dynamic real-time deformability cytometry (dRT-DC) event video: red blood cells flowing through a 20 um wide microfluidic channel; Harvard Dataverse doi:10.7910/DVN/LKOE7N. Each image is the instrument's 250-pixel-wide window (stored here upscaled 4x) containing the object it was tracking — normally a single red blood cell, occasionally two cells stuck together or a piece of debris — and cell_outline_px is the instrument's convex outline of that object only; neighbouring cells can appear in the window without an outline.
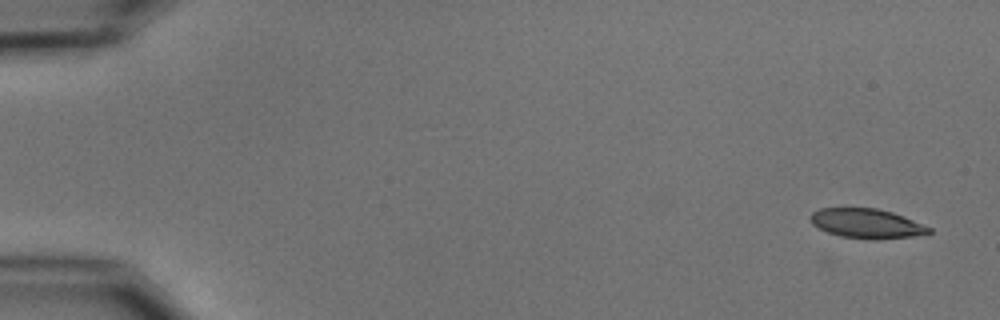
{"species": "common noctule bat (a hibernating species)", "species_latin": "Nyctalus noctula", "temperature_condition": "cold", "stored_images_in_passage": 6, "camera_frame_rate_fps": 3000, "um_per_image_px": 0.085, "animal": {"sex": "male", "body_mass_g": 15.6}, "frame": {"image": 1, "passage_image": 1, "time_ms": 0.0, "image_size_px": [1000, 320], "cell_outline_px": [[932, 232], [912, 236], [876, 240], [868, 240], [840, 236], [828, 232], [812, 224], [812, 212], [820, 208], [876, 208], [892, 212], [904, 216], [932, 228]], "centroid_in_image_um": [73.69, 19.0], "position_along_channel_um": 11.3, "area_um2": 20.35}}
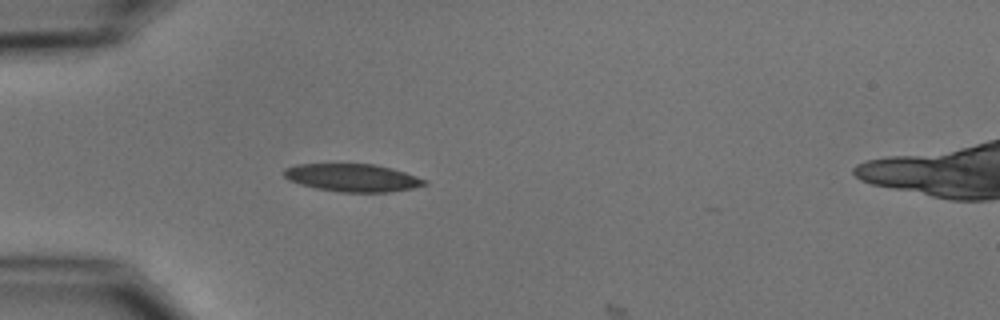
{"frame": {"image": 2, "passage_image": 5, "time_ms": 4.667, "image_size_px": [1000, 320], "cell_outline_px": [[428, 184], [412, 188], [388, 192], [340, 192], [316, 188], [300, 184], [288, 180], [284, 176], [284, 168], [296, 164], [376, 164], [392, 168], [428, 180]], "centroid_in_image_um": [29.96, 15.1], "position_along_channel_um": 55.0, "area_um2": 22.77}}